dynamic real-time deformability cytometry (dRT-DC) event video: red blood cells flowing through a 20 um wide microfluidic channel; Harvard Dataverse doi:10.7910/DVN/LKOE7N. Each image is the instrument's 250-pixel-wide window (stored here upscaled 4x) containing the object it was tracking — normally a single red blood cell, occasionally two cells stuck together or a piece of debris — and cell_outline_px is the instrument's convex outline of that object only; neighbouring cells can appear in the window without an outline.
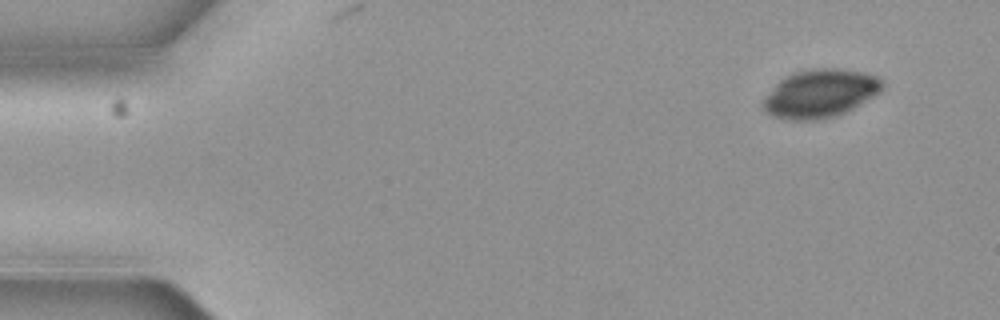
{"species": "common noctule bat (a hibernating species)", "species_latin": "Nyctalus noctula", "temperature_condition": "cold", "stored_images_in_passage": 6, "camera_frame_rate_fps": 3000, "um_per_image_px": 0.085, "animal": {"sex": "female", "body_mass_g": 19.3, "forearm_length_mm": 54.1}, "frame": {"image": 1, "passage_image": 1, "time_ms": 0.0, "image_size_px": [1000, 320], "cell_outline_px": [[884, 88], [880, 92], [852, 108], [844, 112], [832, 116], [812, 120], [796, 120], [772, 116], [764, 112], [760, 104], [776, 84], [780, 80], [792, 72], [812, 68], [840, 68], [864, 72], [876, 76], [884, 84]], "centroid_in_image_um": [69.69, 7.93], "position_along_channel_um": 15.3, "area_um2": 33.29}}